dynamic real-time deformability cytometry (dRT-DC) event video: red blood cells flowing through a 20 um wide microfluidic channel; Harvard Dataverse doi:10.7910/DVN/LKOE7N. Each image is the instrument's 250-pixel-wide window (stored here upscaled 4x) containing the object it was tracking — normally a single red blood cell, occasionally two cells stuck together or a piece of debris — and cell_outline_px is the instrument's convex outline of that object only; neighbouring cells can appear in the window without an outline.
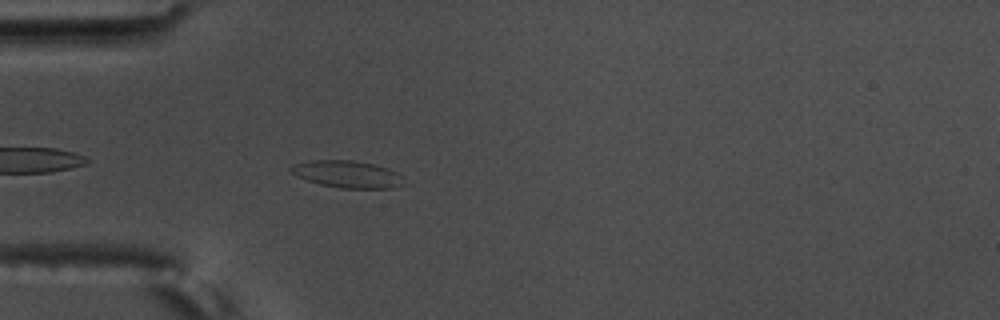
{"species": "common noctule bat (a hibernating species)", "species_latin": "Nyctalus noctula", "temperature_condition": "warm", "stored_images_in_passage": 45, "camera_frame_rate_fps": 3000, "um_per_image_px": 0.085, "animal": {"sex": "male", "body_mass_g": 17.5, "forearm_length_mm": 52.3}, "frame": {"image": 1, "passage_image": 4, "time_ms": 1.0, "image_size_px": [1000, 320], "cell_outline_px": [[408, 184], [392, 188], [340, 188], [320, 184], [296, 176], [288, 172], [288, 168], [296, 164], [312, 160], [352, 160], [372, 164], [388, 168], [396, 172]], "centroid_in_image_um": [29.53, 14.81], "position_along_channel_um": 55.5, "area_um2": 17.86}}
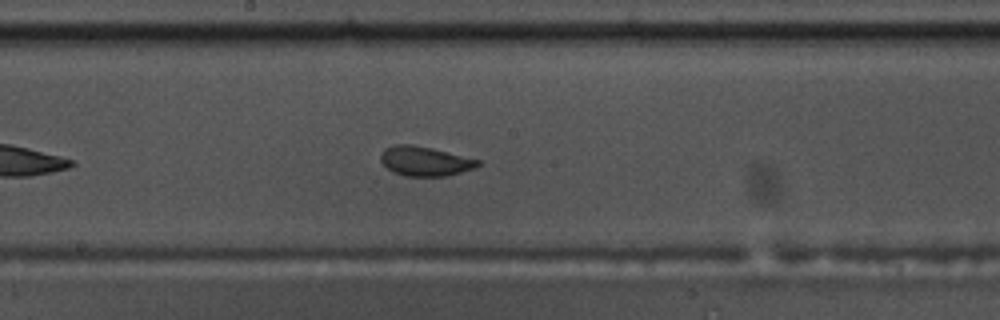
{"frame": {"image": 2, "passage_image": 18, "time_ms": 5.667, "image_size_px": [1000, 320], "cell_outline_px": [[480, 164], [476, 168], [448, 176], [404, 176], [392, 172], [380, 160], [380, 156], [384, 148], [396, 144], [412, 144], [432, 148], [480, 160]], "centroid_in_image_um": [36.12, 13.7], "position_along_channel_um": 212.1, "area_um2": 16.82}}
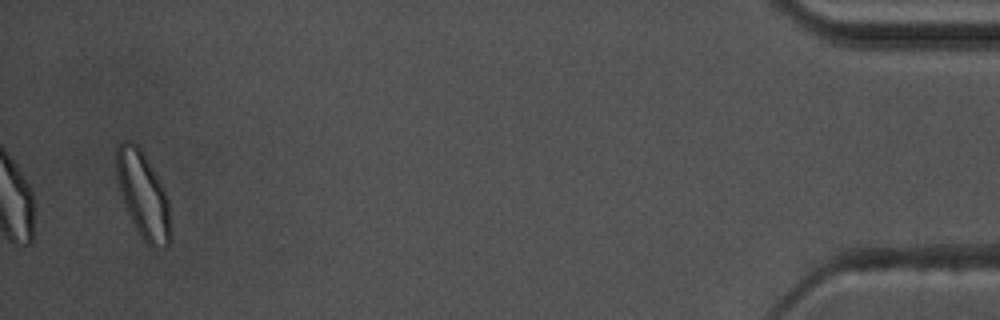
{"frame": {"image": 3, "passage_image": 43, "time_ms": 14.0, "image_size_px": [1000, 320], "cell_outline_px": [[172, 240], [164, 248], [152, 248], [140, 236], [124, 204], [120, 192], [116, 176], [116, 148], [124, 140], [132, 140], [140, 148], [148, 160], [164, 188], [168, 200], [172, 236]], "centroid_in_image_um": [12.18, 16.59], "position_along_channel_um": 423.0, "area_um2": 27.4}, "authors_computed_cell_mechanics": {"area_um2": 16.8198, "velocity_mm_per_s": 3.5213, "shape_relaxation_time_tau1_ms": 3.8738, "shape_relaxation_time_tau2_ms": 1.2017, "deformation_change_tau1": 0.1276, "deformation_change_tau2": 0.053}}